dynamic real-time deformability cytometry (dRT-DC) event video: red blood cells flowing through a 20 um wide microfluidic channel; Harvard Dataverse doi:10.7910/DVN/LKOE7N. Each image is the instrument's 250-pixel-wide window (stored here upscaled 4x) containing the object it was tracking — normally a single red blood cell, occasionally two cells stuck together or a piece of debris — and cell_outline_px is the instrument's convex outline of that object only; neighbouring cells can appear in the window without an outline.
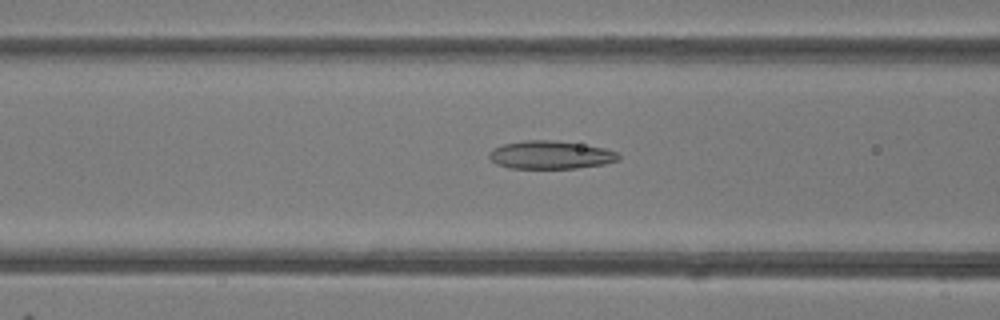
{"species": "common noctule bat (a hibernating species)", "species_latin": "Nyctalus noctula", "temperature_condition": "room temperature", "stored_images_in_passage": 46, "camera_frame_rate_fps": 3000, "um_per_image_px": 0.085, "animal": {"sex": "female"}, "frame": {"image": 1, "passage_image": 19, "time_ms": 6.0, "image_size_px": [1000, 320], "cell_outline_px": [[620, 160], [604, 164], [576, 168], [508, 168], [496, 164], [488, 156], [488, 152], [492, 148], [504, 144], [524, 140], [556, 140], [604, 148], [616, 152], [620, 156]], "centroid_in_image_um": [46.77, 13.17], "position_along_channel_um": 119.8, "area_um2": 21.21}}
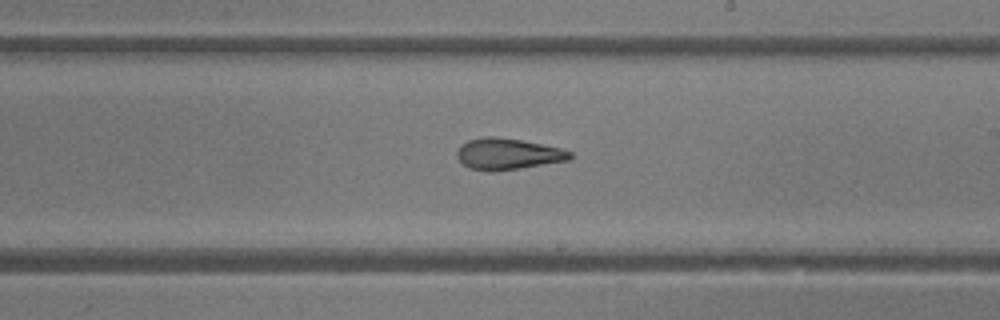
{"frame": {"image": 2, "passage_image": 28, "time_ms": 9.0, "image_size_px": [1000, 320], "cell_outline_px": [[572, 156], [568, 160], [520, 168], [468, 168], [456, 156], [456, 152], [460, 144], [468, 140], [484, 136], [496, 136], [520, 140], [560, 148], [572, 152]], "centroid_in_image_um": [43.15, 13.03], "position_along_channel_um": 245.8, "area_um2": 19.83}}
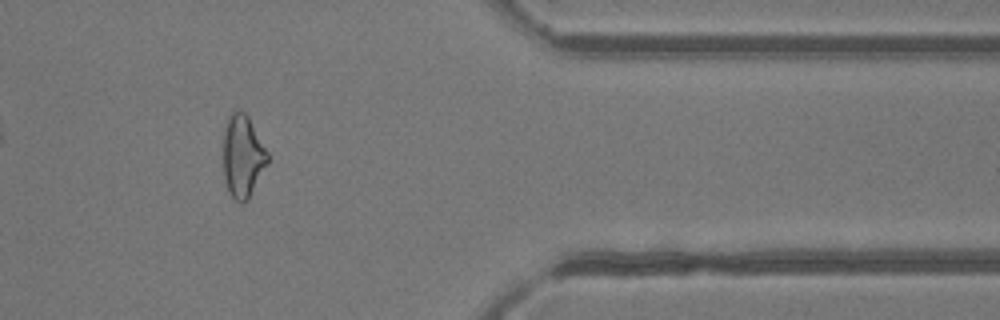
{"frame": {"image": 3, "passage_image": 40, "time_ms": 13.0, "image_size_px": [1000, 320], "cell_outline_px": [[268, 164], [248, 200], [244, 204], [240, 204], [228, 192], [224, 176], [224, 128], [228, 116], [232, 112], [244, 112], [248, 116], [268, 152]], "centroid_in_image_um": [20.64, 13.32], "position_along_channel_um": 390.8, "area_um2": 21.33}, "authors_computed_cell_mechanics": {"area_um2": 21.8484, "velocity_mm_per_s": 4.2, "shape_relaxation_time_tau1_ms": null, "shape_relaxation_time_tau2_ms": 1.5862, "deformation_change_tau1": null, "deformation_change_tau2": 0.0997}}